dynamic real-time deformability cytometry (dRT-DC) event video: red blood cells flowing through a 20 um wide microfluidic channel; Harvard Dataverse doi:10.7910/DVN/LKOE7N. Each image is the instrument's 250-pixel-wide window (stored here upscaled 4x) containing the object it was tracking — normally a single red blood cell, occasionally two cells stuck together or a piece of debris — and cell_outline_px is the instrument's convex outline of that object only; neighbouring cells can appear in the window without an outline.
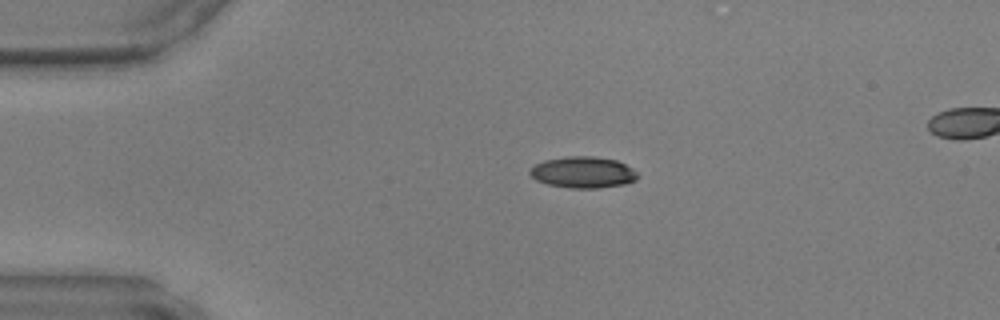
{"species": "common noctule bat (a hibernating species)", "species_latin": "Nyctalus noctula", "temperature_condition": "warm", "stored_images_in_passage": 29, "camera_frame_rate_fps": 3000, "um_per_image_px": 0.085, "animal": {"sex": "male", "body_mass_g": 17.9, "forearm_length_mm": 54.2}, "frame": {"image": 1, "passage_image": 1, "time_ms": 0.0, "image_size_px": [1000, 320], "cell_outline_px": [[640, 176], [636, 180], [624, 184], [600, 188], [568, 188], [548, 184], [536, 180], [528, 172], [528, 168], [544, 160], [564, 156], [596, 156], [616, 160], [640, 172]], "centroid_in_image_um": [49.57, 14.64], "position_along_channel_um": 35.4, "area_um2": 20.0}}
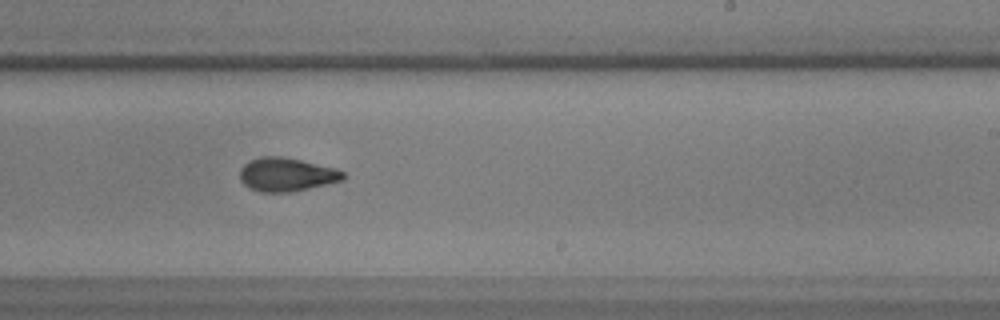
{"frame": {"image": 2, "passage_image": 20, "time_ms": 6.333, "image_size_px": [1000, 320], "cell_outline_px": [[348, 176], [344, 180], [292, 192], [260, 192], [248, 188], [240, 180], [240, 168], [248, 160], [260, 156], [280, 156], [300, 160], [336, 168], [344, 172]], "centroid_in_image_um": [24.35, 14.83], "position_along_channel_um": 264.6, "area_um2": 20.46}}
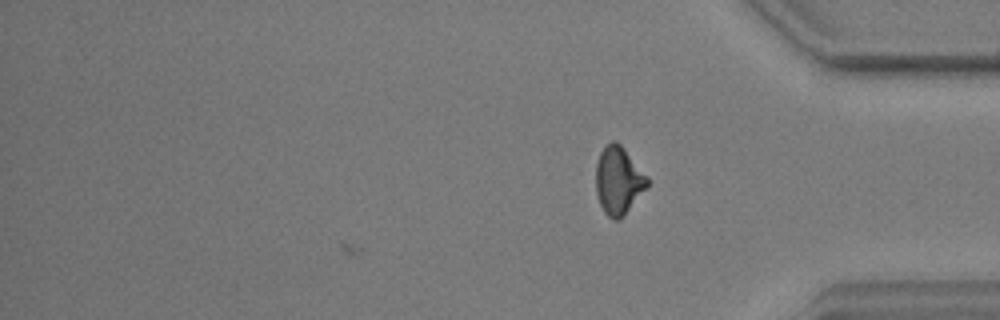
{"frame": {"image": 3, "passage_image": 29, "time_ms": 9.333, "image_size_px": [1000, 320], "cell_outline_px": [[648, 184], [624, 216], [620, 220], [612, 220], [604, 212], [600, 204], [596, 192], [596, 164], [600, 152], [612, 140], [616, 140], [624, 148], [648, 176]], "centroid_in_image_um": [52.56, 15.35], "position_along_channel_um": 382.6, "area_um2": 20.23}}